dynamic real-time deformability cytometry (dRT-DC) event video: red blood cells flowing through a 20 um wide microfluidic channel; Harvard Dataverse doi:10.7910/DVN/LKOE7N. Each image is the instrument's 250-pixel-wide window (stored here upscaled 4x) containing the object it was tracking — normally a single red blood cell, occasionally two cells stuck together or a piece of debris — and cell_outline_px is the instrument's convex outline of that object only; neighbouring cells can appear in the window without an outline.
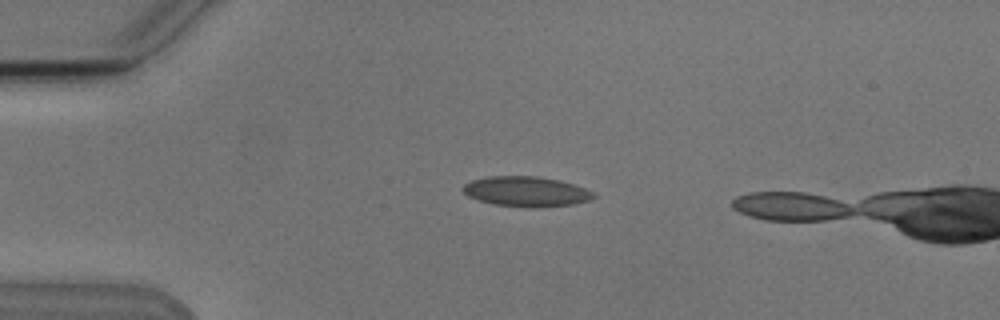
{"species": "Egyptian fruit bat (a non-hibernating species)", "species_latin": "Rousettus aegyptiacus", "temperature_condition": "cold", "stored_images_in_passage": 4, "camera_frame_rate_fps": 3000, "um_per_image_px": 0.085, "animal": {"sex": "male"}, "frame": {"image": 1, "passage_image": 3, "time_ms": 2.0, "image_size_px": [1000, 320], "cell_outline_px": [[596, 196], [588, 200], [572, 204], [536, 208], [524, 208], [496, 204], [480, 200], [468, 196], [460, 188], [464, 184], [472, 180], [488, 176], [536, 176], [560, 180], [596, 192]], "centroid_in_image_um": [44.72, 16.28], "position_along_channel_um": 40.3, "area_um2": 22.95}}